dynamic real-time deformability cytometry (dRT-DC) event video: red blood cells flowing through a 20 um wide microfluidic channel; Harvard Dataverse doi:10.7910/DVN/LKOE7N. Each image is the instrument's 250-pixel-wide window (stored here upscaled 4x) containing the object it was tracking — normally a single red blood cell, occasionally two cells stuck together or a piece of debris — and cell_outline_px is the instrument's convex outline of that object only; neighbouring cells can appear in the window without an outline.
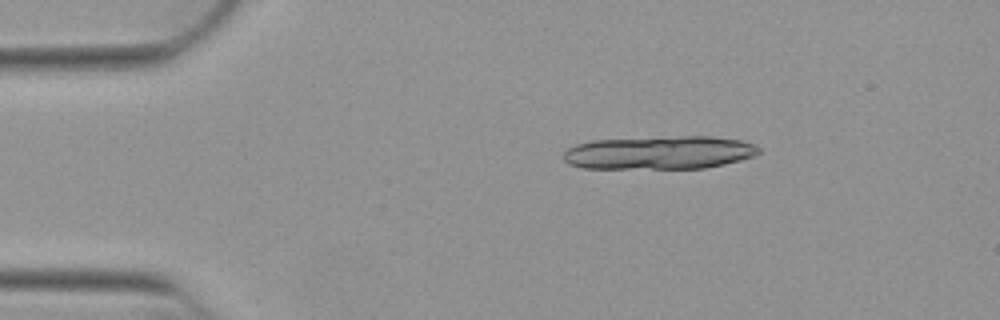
{"species": "Egyptian fruit bat (a non-hibernating species)", "species_latin": "Rousettus aegyptiacus", "temperature_condition": "warm", "stored_images_in_passage": 17, "camera_frame_rate_fps": 3000, "um_per_image_px": 0.085, "animal": {"sex": "female"}, "frame": {"image": 1, "passage_image": 8, "time_ms": 2.333, "image_size_px": [1000, 320], "cell_outline_px": [[760, 152], [756, 156], [724, 164], [704, 168], [584, 168], [568, 164], [564, 160], [564, 152], [568, 148], [576, 144], [592, 140], [680, 136], [712, 136], [740, 140], [756, 144], [760, 148]], "centroid_in_image_um": [56.08, 12.97], "position_along_channel_um": 28.9, "area_um2": 38.03}}